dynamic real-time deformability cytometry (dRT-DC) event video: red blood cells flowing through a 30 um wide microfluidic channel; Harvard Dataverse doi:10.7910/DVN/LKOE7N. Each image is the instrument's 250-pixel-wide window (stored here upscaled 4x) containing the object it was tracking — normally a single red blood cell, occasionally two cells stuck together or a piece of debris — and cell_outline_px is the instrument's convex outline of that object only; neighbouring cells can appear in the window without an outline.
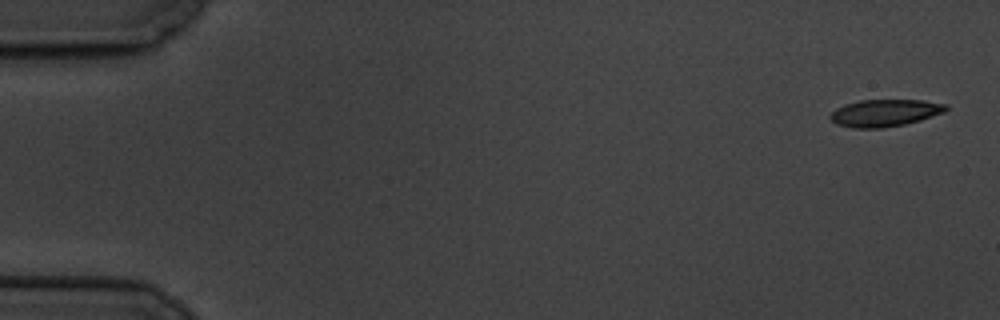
{"species": "common noctule bat (a hibernating species)", "species_latin": "Nyctalus noctula", "temperature_condition": "cold", "stored_images_in_passage": 8, "camera_frame_rate_fps": 3000, "um_per_image_px": 0.085, "animal": {"sex": "male", "body_mass_g": 19.5, "forearm_length_mm": 54.6}, "frame": {"image": 1, "passage_image": 1, "time_ms": 0.0, "image_size_px": [1000, 320], "cell_outline_px": [[948, 108], [944, 112], [920, 120], [904, 124], [884, 128], [852, 128], [836, 124], [828, 116], [836, 108], [844, 104], [860, 100], [924, 100], [948, 104]], "centroid_in_image_um": [75.2, 9.59], "position_along_channel_um": 9.8, "area_um2": 18.38}}
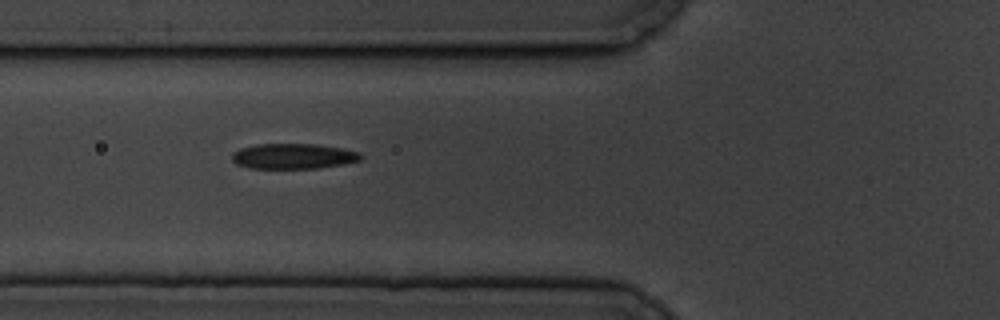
{"frame": {"image": 2, "passage_image": 6, "time_ms": 6.667, "image_size_px": [1000, 320], "cell_outline_px": [[364, 156], [360, 160], [344, 164], [320, 168], [248, 168], [236, 164], [232, 160], [232, 152], [240, 148], [256, 144], [316, 144], [340, 148], [360, 152]], "centroid_in_image_um": [24.93, 13.28], "position_along_channel_um": 100.9, "area_um2": 19.13}}
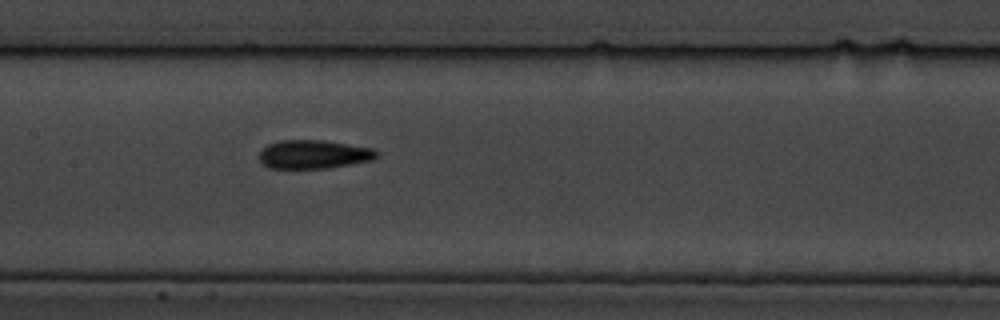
{"frame": {"image": 3, "passage_image": 8, "time_ms": 9.0, "image_size_px": [1000, 320], "cell_outline_px": [[380, 152], [372, 160], [328, 168], [268, 168], [260, 160], [260, 152], [268, 144], [280, 140], [324, 140], [372, 148]], "centroid_in_image_um": [26.67, 13.11], "position_along_channel_um": 180.7, "area_um2": 19.48}}